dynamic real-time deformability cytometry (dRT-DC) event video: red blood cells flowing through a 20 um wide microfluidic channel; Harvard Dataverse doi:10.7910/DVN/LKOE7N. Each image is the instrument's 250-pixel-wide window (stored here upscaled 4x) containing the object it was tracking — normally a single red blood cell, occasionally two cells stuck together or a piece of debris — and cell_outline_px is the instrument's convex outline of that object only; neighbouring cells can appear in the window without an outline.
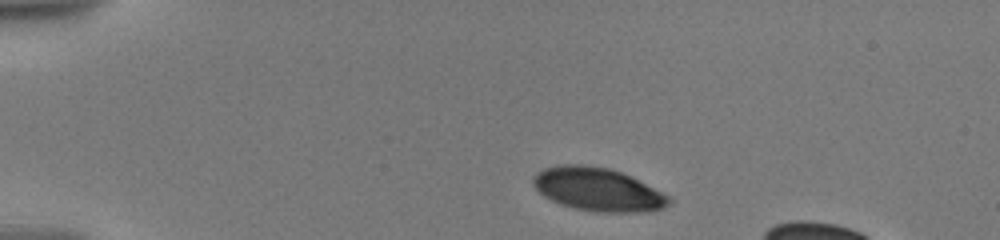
{"species": "human", "species_latin": "Homo sapiens", "temperature_condition": "warm", "stored_images_in_passage": 5, "segment_of_instrument_passage": [1, 2], "camera_frame_rate_fps": 3000, "um_per_image_px": 0.085, "donor": {"sex": "male"}, "frame": {"image": 1, "passage_image": 1, "time_ms": 0.0, "image_size_px": [1000, 240], "cell_outline_px": [[672, 200], [664, 208], [644, 212], [596, 212], [576, 208], [560, 204], [544, 196], [532, 184], [532, 176], [536, 172], [544, 168], [560, 164], [584, 164], [612, 168], [668, 196]], "centroid_in_image_um": [50.75, 16.09], "position_along_channel_um": 34.2, "area_um2": 33.99}}
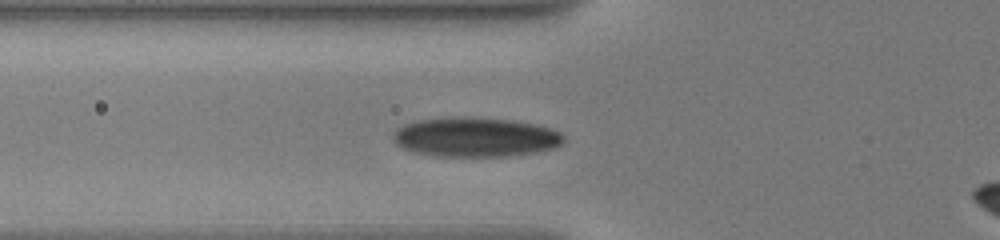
{"frame": {"image": 2, "passage_image": 4, "time_ms": 3.333, "image_size_px": [1000, 240], "cell_outline_px": [[564, 140], [560, 144], [552, 148], [536, 152], [508, 156], [436, 156], [416, 152], [404, 148], [396, 144], [392, 140], [392, 132], [396, 128], [404, 124], [420, 120], [444, 116], [472, 116], [516, 120], [536, 124], [560, 132], [564, 136]], "centroid_in_image_um": [40.37, 11.63], "position_along_channel_um": 85.4, "area_um2": 39.71}}